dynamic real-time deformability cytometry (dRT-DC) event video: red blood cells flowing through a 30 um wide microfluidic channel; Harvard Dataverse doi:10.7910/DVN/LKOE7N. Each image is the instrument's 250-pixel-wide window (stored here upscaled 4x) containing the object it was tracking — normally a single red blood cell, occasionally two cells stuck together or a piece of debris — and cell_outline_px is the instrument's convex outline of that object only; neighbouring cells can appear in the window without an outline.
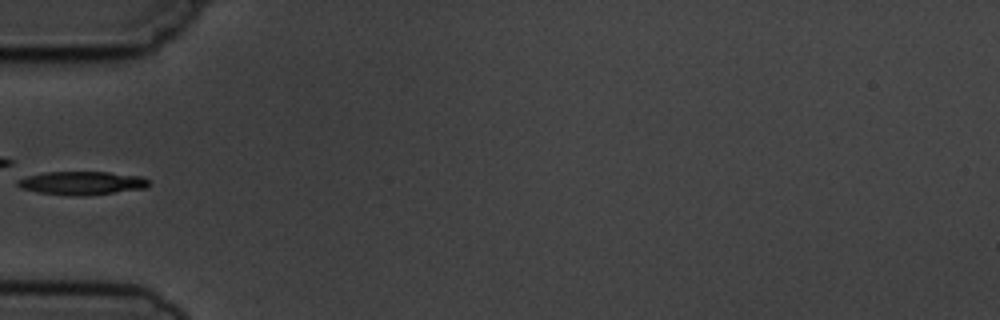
{"species": "common noctule bat (a hibernating species)", "species_latin": "Nyctalus noctula", "temperature_condition": "cold", "stored_images_in_passage": 5, "camera_frame_rate_fps": 3000, "um_per_image_px": 0.085, "animal": {"sex": "male", "body_mass_g": 19.5, "forearm_length_mm": 54.6}, "frame": {"image": 1, "passage_image": 4, "time_ms": 4.333, "image_size_px": [1000, 320], "cell_outline_px": [[152, 184], [144, 188], [80, 196], [72, 196], [36, 192], [20, 188], [16, 184], [16, 176], [44, 172], [108, 172], [140, 176], [148, 180]], "centroid_in_image_um": [6.82, 15.54], "position_along_channel_um": 78.2, "area_um2": 18.15}}
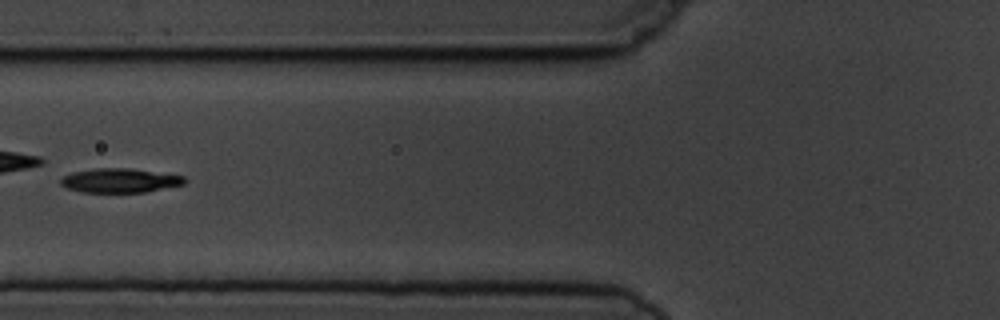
{"frame": {"image": 2, "passage_image": 5, "time_ms": 5.333, "image_size_px": [1000, 320], "cell_outline_px": [[188, 180], [184, 184], [144, 192], [80, 192], [68, 188], [60, 184], [60, 180], [64, 176], [72, 172], [96, 168], [128, 168], [184, 176]], "centroid_in_image_um": [10.18, 15.34], "position_along_channel_um": 115.6, "area_um2": 17.34}}